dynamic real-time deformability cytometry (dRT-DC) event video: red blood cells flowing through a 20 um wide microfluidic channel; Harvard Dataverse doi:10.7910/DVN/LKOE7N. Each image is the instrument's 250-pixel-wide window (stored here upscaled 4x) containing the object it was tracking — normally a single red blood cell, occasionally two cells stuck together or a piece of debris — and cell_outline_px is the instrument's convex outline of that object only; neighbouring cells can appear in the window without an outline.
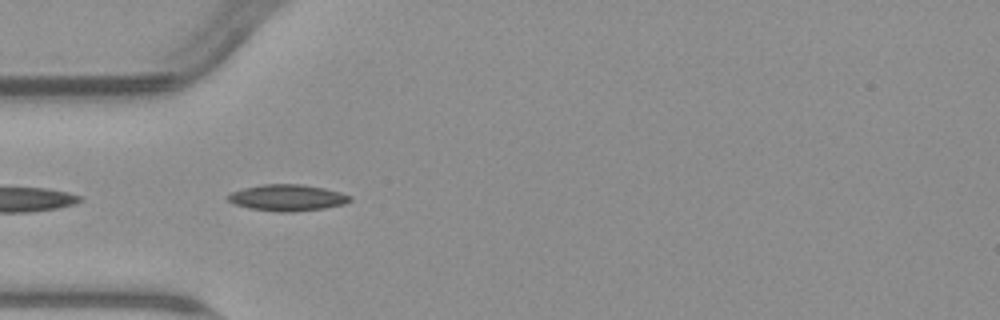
{"species": "common noctule bat (a hibernating species)", "species_latin": "Nyctalus noctula", "temperature_condition": "warm", "stored_images_in_passage": 6, "camera_frame_rate_fps": 3000, "um_per_image_px": 0.085, "animal": {"sex": "male", "body_mass_g": 23.1, "forearm_length_mm": 52.7}, "frame": {"image": 1, "passage_image": 5, "time_ms": 4.667, "image_size_px": [1000, 320], "cell_outline_px": [[352, 200], [344, 204], [324, 208], [292, 212], [280, 212], [248, 208], [236, 204], [228, 200], [224, 196], [232, 192], [244, 188], [264, 184], [300, 184], [324, 188], [340, 192], [352, 196]], "centroid_in_image_um": [24.43, 16.8], "position_along_channel_um": 60.6, "area_um2": 18.73}}
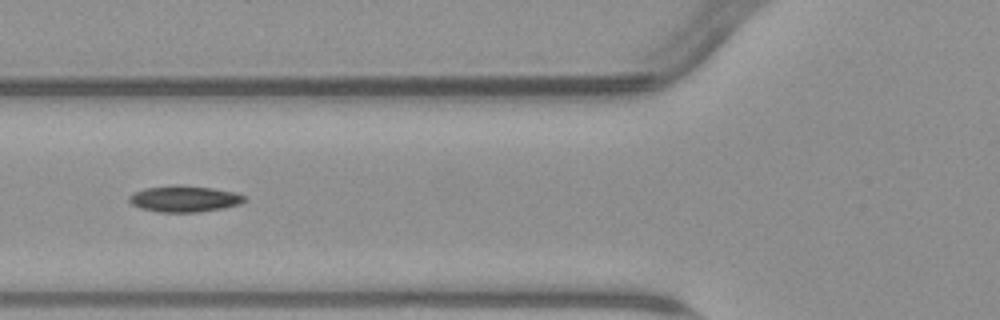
{"frame": {"image": 2, "passage_image": 6, "time_ms": 6.0, "image_size_px": [1000, 320], "cell_outline_px": [[244, 200], [240, 204], [224, 208], [196, 212], [160, 212], [140, 208], [132, 204], [128, 200], [128, 196], [144, 188], [172, 184], [212, 188], [232, 192], [244, 196]], "centroid_in_image_um": [15.62, 16.89], "position_along_channel_um": 110.2, "area_um2": 17.51}}